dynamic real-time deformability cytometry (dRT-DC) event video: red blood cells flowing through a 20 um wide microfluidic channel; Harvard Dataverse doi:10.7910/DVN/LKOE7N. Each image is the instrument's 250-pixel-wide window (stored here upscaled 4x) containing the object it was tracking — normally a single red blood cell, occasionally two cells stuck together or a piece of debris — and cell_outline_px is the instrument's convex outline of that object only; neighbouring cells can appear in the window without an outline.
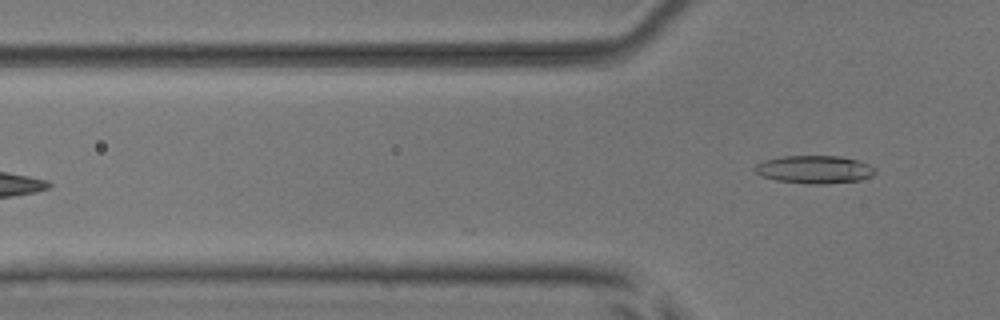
{"species": "common noctule bat (a hibernating species)", "species_latin": "Nyctalus noctula", "temperature_condition": "room temperature", "stored_images_in_passage": 5, "camera_frame_rate_fps": 3000, "um_per_image_px": 0.085, "animal": {"sex": "male", "body_mass_g": 17.9, "forearm_length_mm": 54.2}, "frame": {"image": 1, "passage_image": 5, "time_ms": 5.667, "image_size_px": [1000, 320], "cell_outline_px": [[876, 172], [872, 176], [860, 180], [824, 184], [804, 184], [776, 180], [764, 176], [756, 172], [752, 168], [756, 164], [764, 160], [784, 156], [840, 156], [856, 160], [868, 164], [876, 168]], "centroid_in_image_um": [69.23, 14.41], "position_along_channel_um": 56.6, "area_um2": 19.59}}